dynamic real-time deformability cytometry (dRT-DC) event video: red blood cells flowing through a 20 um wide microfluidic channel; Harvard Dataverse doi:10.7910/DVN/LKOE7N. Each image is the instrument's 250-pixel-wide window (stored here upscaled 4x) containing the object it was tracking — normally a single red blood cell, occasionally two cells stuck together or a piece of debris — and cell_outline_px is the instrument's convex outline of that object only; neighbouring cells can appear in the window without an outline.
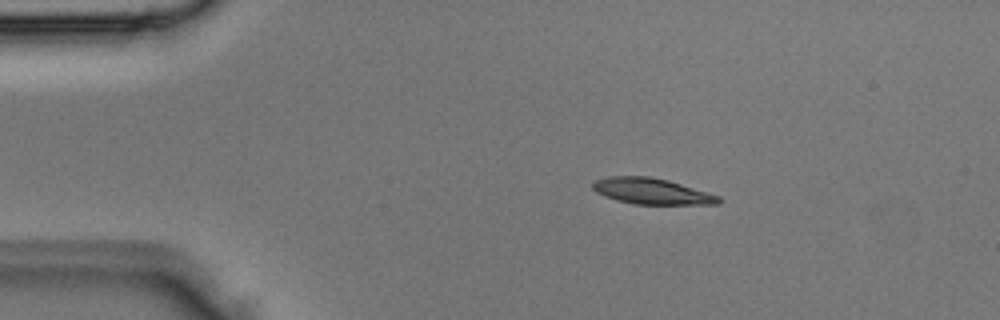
{"species": "Egyptian fruit bat (a non-hibernating species)", "species_latin": "Rousettus aegyptiacus", "temperature_condition": "room temperature", "stored_images_in_passage": 3, "camera_frame_rate_fps": 3000, "um_per_image_px": 0.085, "animal": {"sex": "male"}, "frame": {"image": 1, "passage_image": 3, "time_ms": 0.667, "image_size_px": [1000, 320], "cell_outline_px": [[724, 200], [720, 204], [636, 204], [616, 200], [604, 196], [596, 192], [592, 188], [592, 184], [596, 180], [608, 176], [648, 176], [668, 180], [720, 196]], "centroid_in_image_um": [55.41, 16.26], "position_along_channel_um": 29.6, "area_um2": 19.07}}